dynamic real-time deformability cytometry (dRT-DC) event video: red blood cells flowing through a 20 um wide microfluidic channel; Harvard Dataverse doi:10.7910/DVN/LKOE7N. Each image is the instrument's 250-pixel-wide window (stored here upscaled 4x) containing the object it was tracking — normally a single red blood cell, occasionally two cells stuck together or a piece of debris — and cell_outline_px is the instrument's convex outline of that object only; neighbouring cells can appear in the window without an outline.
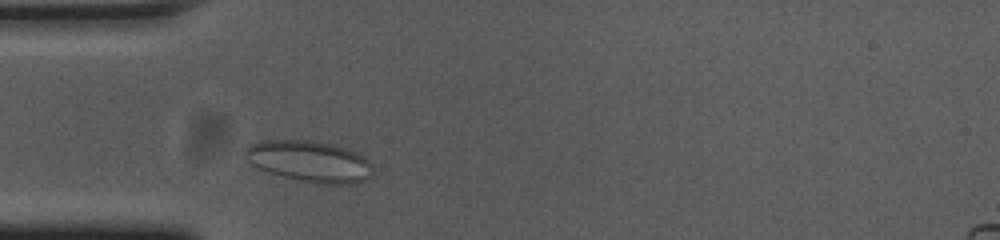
{"species": "common noctule bat (a hibernating species)", "species_latin": "Nyctalus noctula", "temperature_condition": "cold", "stored_images_in_passage": 33, "camera_frame_rate_fps": 3000, "um_per_image_px": 0.085, "animal": {"sex": "female", "body_mass_g": 23.0, "forearm_length_mm": 53.4}, "frame": {"image": 1, "passage_image": 4, "time_ms": 1.0, "image_size_px": [1000, 240], "cell_outline_px": [[372, 172], [368, 180], [356, 184], [316, 184], [284, 176], [260, 168], [252, 164], [240, 156], [244, 148], [252, 144], [264, 140], [312, 140], [332, 144], [348, 148], [356, 152], [368, 160]], "centroid_in_image_um": [26.3, 13.71], "position_along_channel_um": 58.7, "area_um2": 30.87}}
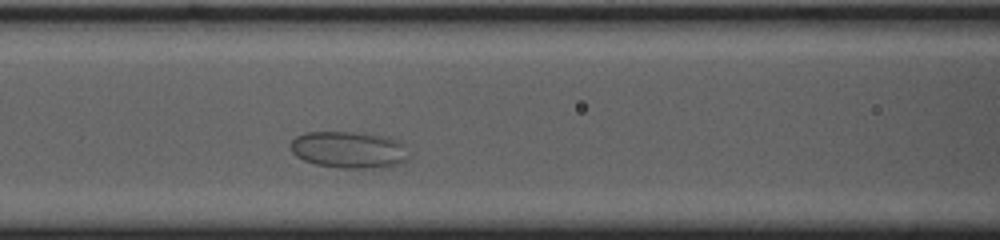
{"frame": {"image": 2, "passage_image": 11, "time_ms": 3.333, "image_size_px": [1000, 240], "cell_outline_px": [[408, 144], [404, 164], [384, 168], [336, 168], [316, 164], [304, 160], [296, 156], [292, 152], [292, 140], [296, 136], [308, 132], [352, 132], [380, 136]], "centroid_in_image_um": [29.68, 12.75], "position_along_channel_um": 136.9, "area_um2": 25.32}}
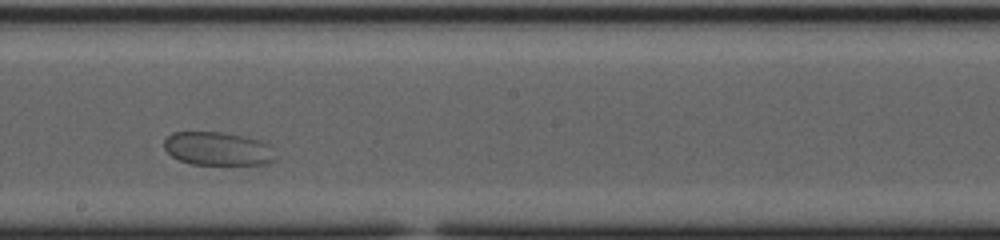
{"frame": {"image": 3, "passage_image": 19, "time_ms": 6.0, "image_size_px": [1000, 240], "cell_outline_px": [[276, 160], [268, 164], [192, 164], [180, 160], [172, 156], [164, 148], [164, 140], [172, 132], [220, 132], [260, 140], [272, 144]], "centroid_in_image_um": [18.55, 12.64], "position_along_channel_um": 229.6, "area_um2": 21.73}}